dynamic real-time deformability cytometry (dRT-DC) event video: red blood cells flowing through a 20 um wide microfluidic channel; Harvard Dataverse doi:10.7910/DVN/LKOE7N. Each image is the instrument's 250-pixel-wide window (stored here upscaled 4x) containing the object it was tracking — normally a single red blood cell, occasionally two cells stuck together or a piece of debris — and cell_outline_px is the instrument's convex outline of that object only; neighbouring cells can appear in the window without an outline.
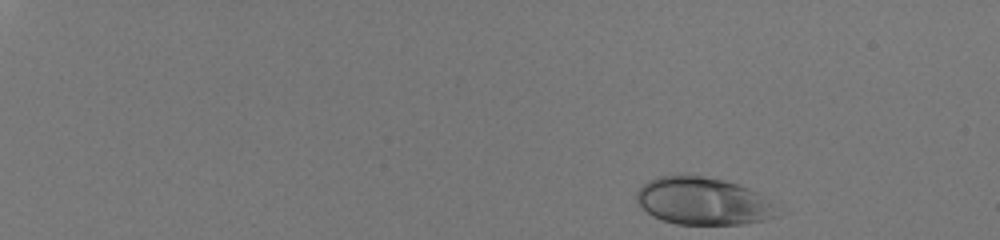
{"species": "human", "species_latin": "Homo sapiens", "temperature_condition": "room temperature", "stored_images_in_passage": 42, "camera_frame_rate_fps": 3000, "um_per_image_px": 0.085, "donor": {"sex": "male"}, "frame": {"image": 1, "passage_image": 1, "time_ms": 0.0, "image_size_px": [1000, 240], "cell_outline_px": [[776, 216], [764, 220], [740, 224], [676, 224], [660, 220], [652, 216], [636, 200], [636, 192], [648, 180], [660, 176], [700, 176], [724, 180], [748, 188], [756, 192], [768, 204]], "centroid_in_image_um": [59.64, 17.11], "position_along_channel_um": 25.4, "area_um2": 37.8}}
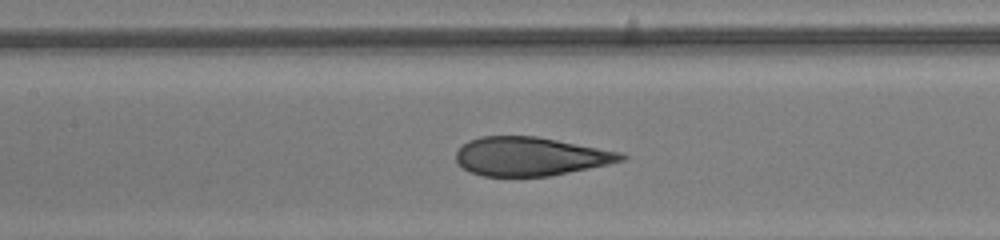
{"frame": {"image": 2, "passage_image": 24, "time_ms": 7.667, "image_size_px": [1000, 240], "cell_outline_px": [[628, 156], [624, 160], [608, 164], [548, 176], [484, 176], [468, 172], [456, 160], [456, 152], [468, 140], [480, 136], [536, 136], [620, 152]], "centroid_in_image_um": [45.05, 13.29], "position_along_channel_um": 162.3, "area_um2": 36.93}}
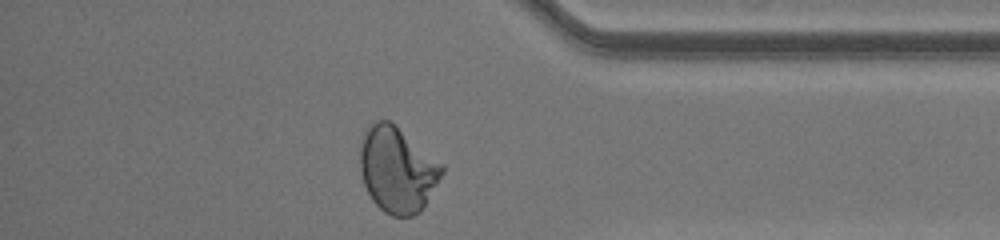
{"frame": {"image": 3, "passage_image": 42, "time_ms": 13.667, "image_size_px": [1000, 240], "cell_outline_px": [[444, 172], [420, 212], [412, 216], [392, 216], [384, 212], [372, 200], [364, 184], [360, 172], [360, 148], [364, 132], [372, 120], [392, 120], [444, 164]], "centroid_in_image_um": [33.77, 14.37], "position_along_channel_um": 401.4, "area_um2": 41.33}, "authors_computed_cell_mechanics": {"area_um2": 38.4948, "velocity_mm_per_s": 4.1072, "shape_relaxation_time_tau1_ms": 10.9334, "shape_relaxation_time_tau2_ms": null, "deformation_change_tau1": 0.3248, "deformation_change_tau2": null}}